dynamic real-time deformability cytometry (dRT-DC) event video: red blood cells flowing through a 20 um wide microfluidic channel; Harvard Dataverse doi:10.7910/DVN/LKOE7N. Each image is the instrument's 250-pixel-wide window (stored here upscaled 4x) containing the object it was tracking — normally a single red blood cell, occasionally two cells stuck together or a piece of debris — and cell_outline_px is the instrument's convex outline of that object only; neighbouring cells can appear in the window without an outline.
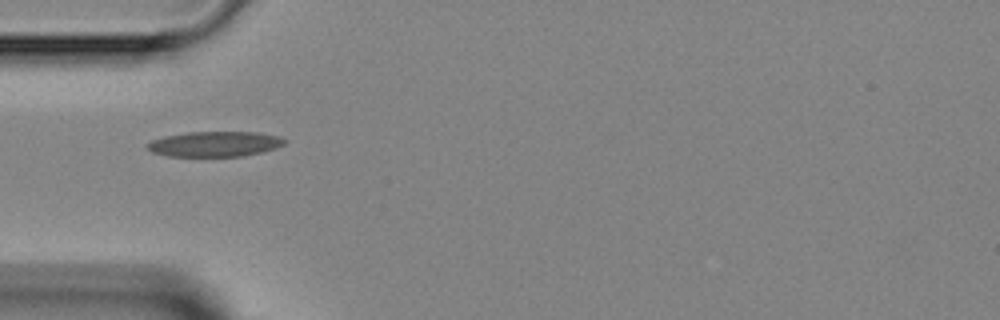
{"species": "Egyptian fruit bat (a non-hibernating species)", "species_latin": "Rousettus aegyptiacus", "temperature_condition": "room temperature", "stored_images_in_passage": 7, "camera_frame_rate_fps": 3000, "um_per_image_px": 0.085, "animal": {"sex": "female"}, "frame": {"image": 1, "passage_image": 1, "time_ms": 0.0, "image_size_px": [1000, 320], "cell_outline_px": [[288, 140], [284, 144], [276, 148], [264, 152], [244, 156], [168, 156], [152, 152], [148, 148], [148, 144], [152, 140], [164, 136], [188, 132], [256, 132], [280, 136]], "centroid_in_image_um": [18.32, 12.24], "position_along_channel_um": 66.7, "area_um2": 20.23}}
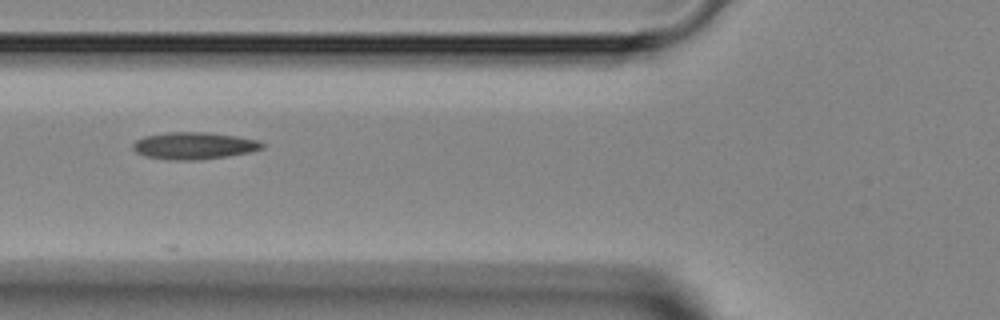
{"frame": {"image": 2, "passage_image": 4, "time_ms": 1.0, "image_size_px": [1000, 320], "cell_outline_px": [[264, 148], [248, 152], [228, 156], [200, 160], [168, 160], [144, 156], [136, 152], [132, 148], [132, 144], [136, 140], [144, 136], [168, 132], [208, 132], [236, 136], [256, 140], [264, 144]], "centroid_in_image_um": [16.45, 12.39], "position_along_channel_um": 109.4, "area_um2": 20.46}}